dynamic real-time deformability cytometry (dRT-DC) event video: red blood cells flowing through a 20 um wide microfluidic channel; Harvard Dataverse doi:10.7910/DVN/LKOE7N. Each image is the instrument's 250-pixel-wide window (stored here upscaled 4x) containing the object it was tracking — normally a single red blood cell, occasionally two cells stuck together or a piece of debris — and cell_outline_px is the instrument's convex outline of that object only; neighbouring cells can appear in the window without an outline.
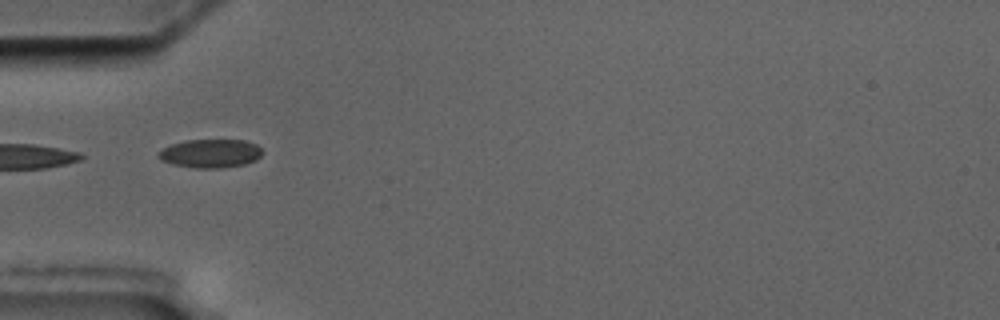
{"species": "common noctule bat (a hibernating species)", "species_latin": "Nyctalus noctula", "temperature_condition": "cold", "stored_images_in_passage": 11, "camera_frame_rate_fps": 3000, "um_per_image_px": 0.085, "animal": {"sex": "male", "body_mass_g": 17.5, "forearm_length_mm": 52.3}, "frame": {"image": 1, "passage_image": 2, "time_ms": 1.0, "image_size_px": [1000, 320], "cell_outline_px": [[264, 152], [256, 160], [244, 164], [220, 168], [196, 168], [172, 164], [160, 160], [156, 156], [164, 148], [172, 144], [184, 140], [244, 140], [256, 144]], "centroid_in_image_um": [17.89, 13.04], "position_along_channel_um": 67.1, "area_um2": 17.28}, "authors_computed_cell_mechanics": {"area_um2": 17.2822, "velocity_mm_per_s": 3.5145, "shape_relaxation_time_tau1_ms": 10.0924, "shape_relaxation_time_tau2_ms": 1.9051, "deformation_change_tau1": 0.1312, "deformation_change_tau2": 0.0392}}